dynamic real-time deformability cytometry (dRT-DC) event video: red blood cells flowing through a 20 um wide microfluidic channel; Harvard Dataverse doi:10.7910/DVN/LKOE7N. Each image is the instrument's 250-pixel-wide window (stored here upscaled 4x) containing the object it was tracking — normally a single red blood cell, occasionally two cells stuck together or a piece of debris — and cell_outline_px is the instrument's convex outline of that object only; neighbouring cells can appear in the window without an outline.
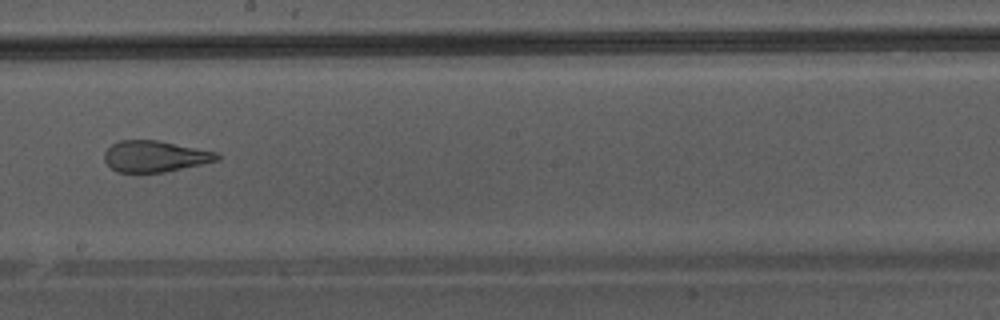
{"species": "Egyptian fruit bat (a non-hibernating species)", "species_latin": "Rousettus aegyptiacus", "temperature_condition": "warm", "stored_images_in_passage": 46, "camera_frame_rate_fps": 3000, "um_per_image_px": 0.085, "animal": {"sex": "male"}, "frame": {"image": 1, "passage_image": 27, "time_ms": 8.667, "image_size_px": [1000, 320], "cell_outline_px": [[220, 160], [164, 172], [116, 172], [104, 160], [104, 152], [112, 144], [120, 140], [156, 140], [216, 152], [220, 156]], "centroid_in_image_um": [13.15, 13.29], "position_along_channel_um": 235.0, "area_um2": 20.29}}